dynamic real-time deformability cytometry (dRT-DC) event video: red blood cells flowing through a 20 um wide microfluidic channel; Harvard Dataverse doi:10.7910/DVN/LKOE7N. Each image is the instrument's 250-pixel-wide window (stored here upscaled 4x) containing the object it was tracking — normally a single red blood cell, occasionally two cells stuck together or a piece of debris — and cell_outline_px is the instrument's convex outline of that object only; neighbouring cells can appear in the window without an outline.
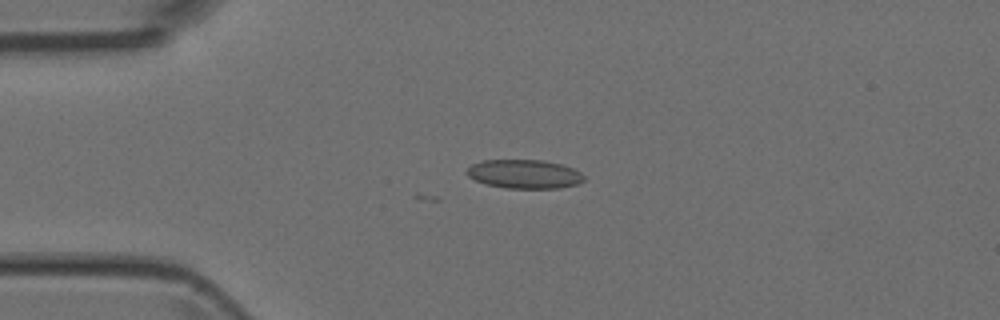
{"species": "Egyptian fruit bat (a non-hibernating species)", "species_latin": "Rousettus aegyptiacus", "temperature_condition": "room temperature", "stored_images_in_passage": 6, "camera_frame_rate_fps": 3000, "um_per_image_px": 0.085, "animal": {"sex": "female"}, "frame": {"image": 1, "passage_image": 4, "time_ms": 3.333, "image_size_px": [1000, 320], "cell_outline_px": [[584, 180], [576, 184], [560, 188], [504, 188], [488, 184], [476, 180], [468, 176], [464, 172], [472, 164], [484, 160], [544, 160], [560, 164], [572, 168], [580, 172], [584, 176]], "centroid_in_image_um": [44.56, 14.79], "position_along_channel_um": 40.4, "area_um2": 19.59}}
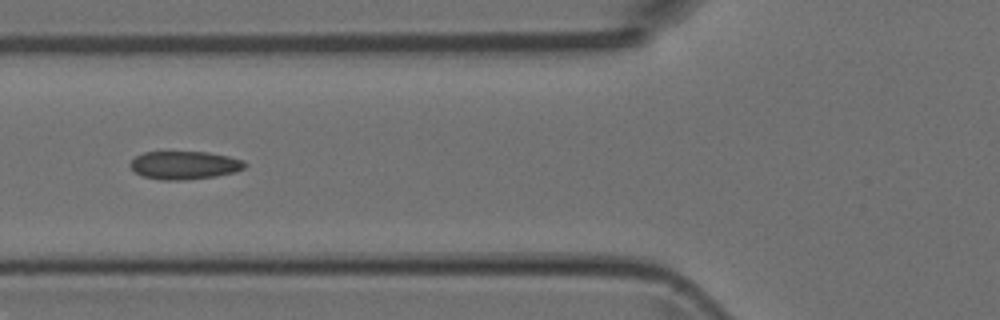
{"frame": {"image": 2, "passage_image": 6, "time_ms": 5.667, "image_size_px": [1000, 320], "cell_outline_px": [[248, 164], [244, 168], [232, 172], [216, 176], [184, 180], [160, 180], [144, 176], [136, 172], [128, 164], [136, 156], [144, 152], [208, 152], [228, 156], [244, 160]], "centroid_in_image_um": [15.69, 14.04], "position_along_channel_um": 110.1, "area_um2": 18.73}}